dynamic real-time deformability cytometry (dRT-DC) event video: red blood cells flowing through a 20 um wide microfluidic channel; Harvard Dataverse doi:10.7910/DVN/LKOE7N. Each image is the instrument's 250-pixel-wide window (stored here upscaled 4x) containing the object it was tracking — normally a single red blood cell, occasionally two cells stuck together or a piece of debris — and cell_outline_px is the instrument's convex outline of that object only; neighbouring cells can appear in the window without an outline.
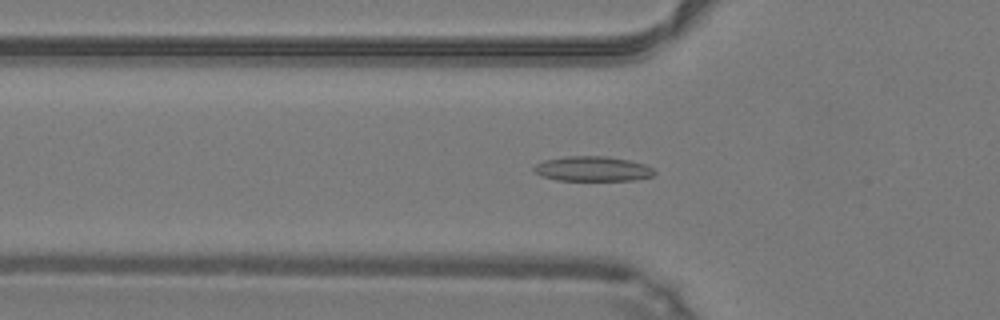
{"species": "common noctule bat (a hibernating species)", "species_latin": "Nyctalus noctula", "temperature_condition": "warm", "stored_images_in_passage": 49, "camera_frame_rate_fps": 3000, "um_per_image_px": 0.085, "animal": {"sex": "male", "body_mass_g": 19.2, "forearm_length_mm": 51.8}, "frame": {"image": 1, "passage_image": 17, "time_ms": 5.333, "image_size_px": [1000, 320], "cell_outline_px": [[656, 172], [652, 176], [632, 180], [556, 180], [540, 176], [532, 168], [536, 164], [544, 160], [568, 156], [604, 156], [628, 160], [644, 164], [652, 168]], "centroid_in_image_um": [50.34, 14.35], "position_along_channel_um": 75.5, "area_um2": 17.34}}
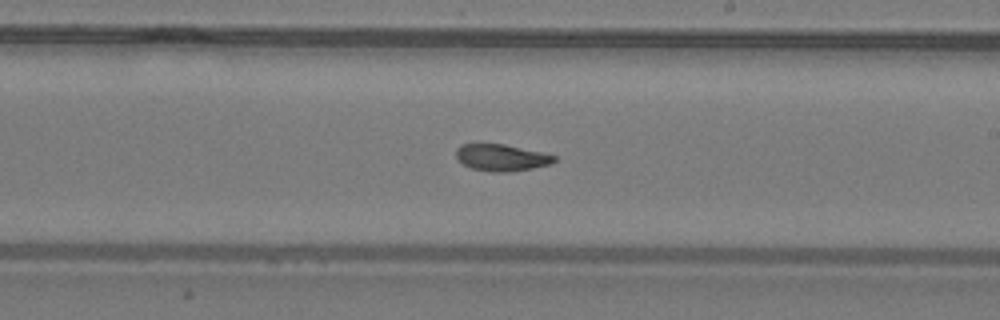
{"frame": {"image": 2, "passage_image": 29, "time_ms": 9.333, "image_size_px": [1000, 320], "cell_outline_px": [[556, 160], [552, 164], [532, 168], [508, 172], [492, 172], [472, 168], [464, 164], [456, 156], [456, 148], [460, 144], [504, 144], [540, 152], [556, 156]], "centroid_in_image_um": [42.63, 13.39], "position_along_channel_um": 246.4, "area_um2": 15.14}}
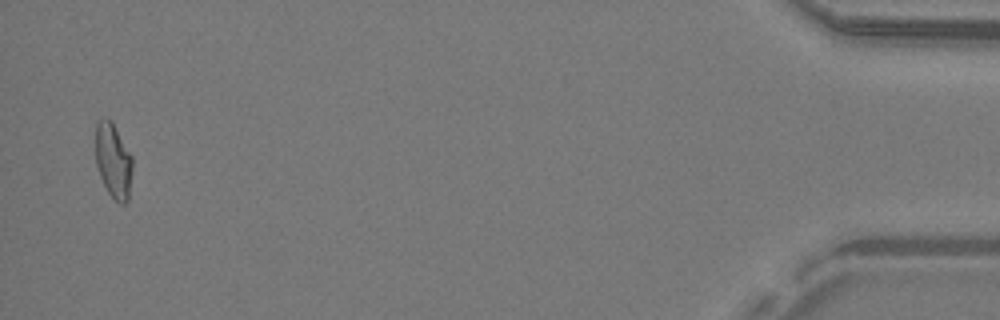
{"frame": {"image": 3, "passage_image": 48, "time_ms": 15.667, "image_size_px": [1000, 320], "cell_outline_px": [[132, 172], [128, 200], [124, 204], [120, 204], [108, 192], [100, 176], [96, 164], [96, 124], [100, 120], [112, 120], [132, 156]], "centroid_in_image_um": [9.64, 13.67], "position_along_channel_um": 425.6, "area_um2": 15.95}, "authors_computed_cell_mechanics": {"area_um2": 15.9528, "velocity_mm_per_s": 4.2553, "shape_relaxation_time_tau1_ms": null, "shape_relaxation_time_tau2_ms": 4.281, "deformation_change_tau1": null, "deformation_change_tau2": 0.0778}}